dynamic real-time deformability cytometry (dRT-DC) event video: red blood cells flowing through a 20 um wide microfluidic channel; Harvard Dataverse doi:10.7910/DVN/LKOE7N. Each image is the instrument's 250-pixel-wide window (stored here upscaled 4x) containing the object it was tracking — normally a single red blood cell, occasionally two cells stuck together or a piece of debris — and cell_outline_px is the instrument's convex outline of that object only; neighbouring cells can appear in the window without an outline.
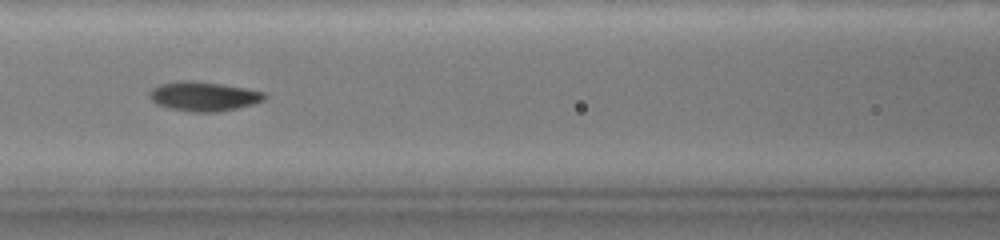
{"species": "common noctule bat (a hibernating species)", "species_latin": "Nyctalus noctula", "temperature_condition": "warm", "stored_images_in_passage": 44, "camera_frame_rate_fps": 3000, "um_per_image_px": 0.085, "animal": {"sex": "female", "body_mass_g": 19.0, "forearm_length_mm": 51.5}, "frame": {"image": 1, "passage_image": 20, "time_ms": 6.333, "image_size_px": [1000, 240], "cell_outline_px": [[264, 96], [260, 100], [236, 108], [216, 112], [192, 112], [172, 108], [160, 104], [152, 100], [152, 92], [156, 88], [164, 84], [216, 84], [240, 88], [260, 92]], "centroid_in_image_um": [17.33, 8.26], "position_along_channel_um": 149.3, "area_um2": 17.4}}
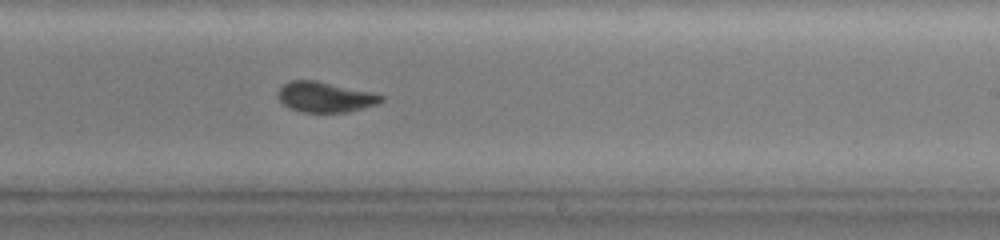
{"frame": {"image": 2, "passage_image": 28, "time_ms": 9.333, "image_size_px": [1000, 240], "cell_outline_px": [[384, 100], [376, 104], [348, 112], [304, 112], [292, 108], [284, 104], [276, 96], [280, 88], [284, 84], [292, 80], [316, 80], [372, 92], [384, 96]], "centroid_in_image_um": [27.64, 8.24], "position_along_channel_um": 261.4, "area_um2": 18.09}}
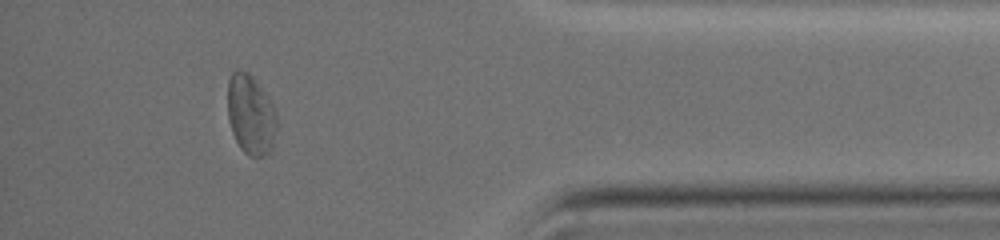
{"frame": {"image": 3, "passage_image": 41, "time_ms": 14.0, "image_size_px": [1000, 240], "cell_outline_px": [[276, 128], [272, 148], [264, 156], [248, 156], [240, 148], [232, 132], [228, 120], [228, 80], [232, 72], [236, 68], [248, 72], [256, 80], [272, 104], [276, 112]], "centroid_in_image_um": [21.29, 9.73], "position_along_channel_um": 413.9, "area_um2": 22.89}, "authors_computed_cell_mechanics": {"area_um2": 18.0914, "velocity_mm_per_s": 3.7496, "shape_relaxation_time_tau1_ms": 2.7653, "shape_relaxation_time_tau2_ms": 3.2136, "deformation_change_tau1": 0.1302, "deformation_change_tau2": 0.0723}}